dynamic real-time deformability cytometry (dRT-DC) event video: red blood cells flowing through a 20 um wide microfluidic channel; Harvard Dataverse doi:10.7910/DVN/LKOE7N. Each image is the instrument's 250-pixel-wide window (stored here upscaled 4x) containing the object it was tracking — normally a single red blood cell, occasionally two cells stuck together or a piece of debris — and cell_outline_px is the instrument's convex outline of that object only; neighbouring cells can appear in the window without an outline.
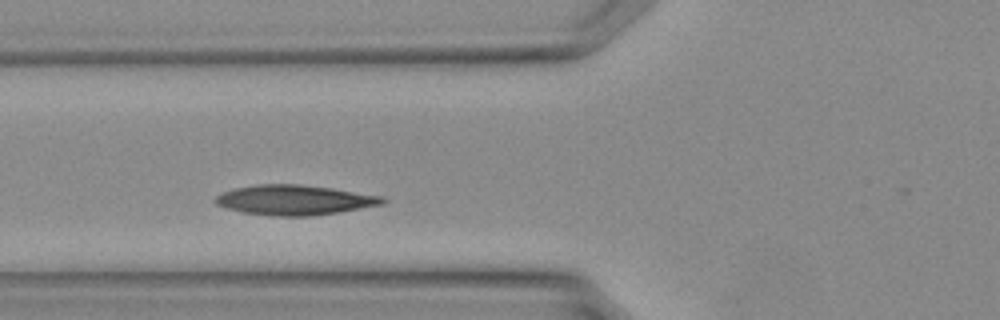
{"species": "Egyptian fruit bat (a non-hibernating species)", "species_latin": "Rousettus aegyptiacus", "temperature_condition": "warm", "stored_images_in_passage": 21, "camera_frame_rate_fps": 3000, "um_per_image_px": 0.085, "animal": {"sex": "female"}, "frame": {"image": 1, "passage_image": 4, "time_ms": 1.0, "image_size_px": [1000, 320], "cell_outline_px": [[388, 200], [384, 204], [340, 212], [308, 216], [276, 216], [240, 212], [216, 204], [212, 200], [220, 192], [232, 188], [256, 184], [300, 184], [332, 188], [380, 196]], "centroid_in_image_um": [24.98, 16.99], "position_along_channel_um": 100.8, "area_um2": 29.36}}
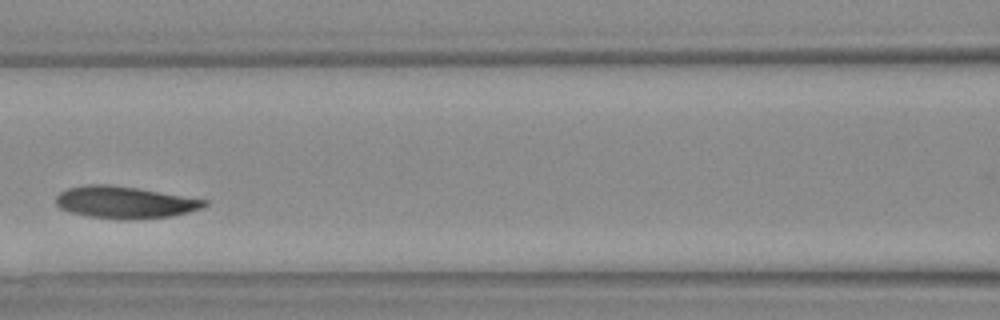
{"frame": {"image": 2, "passage_image": 7, "time_ms": 2.0, "image_size_px": [1000, 320], "cell_outline_px": [[208, 204], [204, 208], [172, 216], [136, 220], [116, 220], [88, 216], [68, 212], [60, 208], [56, 204], [56, 196], [60, 192], [68, 188], [84, 184], [108, 184], [140, 188], [208, 200]], "centroid_in_image_um": [10.61, 17.2], "position_along_channel_um": 156.0, "area_um2": 28.26}}